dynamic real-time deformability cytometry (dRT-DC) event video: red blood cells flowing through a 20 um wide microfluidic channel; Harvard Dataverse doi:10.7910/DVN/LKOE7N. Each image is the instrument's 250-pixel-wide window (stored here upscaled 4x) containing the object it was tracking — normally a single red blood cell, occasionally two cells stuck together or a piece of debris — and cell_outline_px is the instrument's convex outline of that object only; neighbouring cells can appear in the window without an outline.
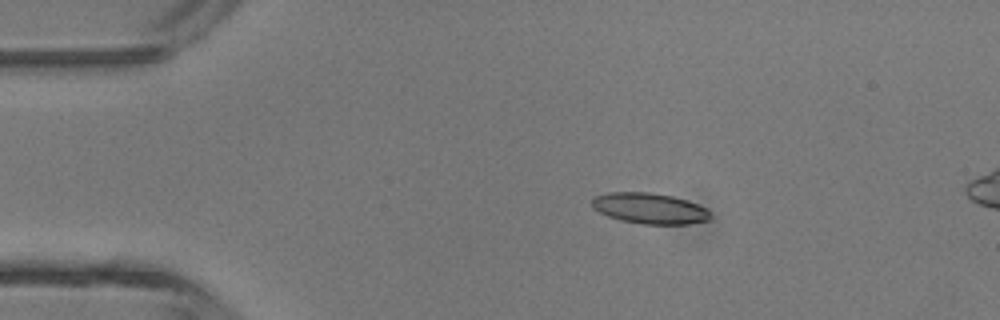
{"species": "common noctule bat (a hibernating species)", "species_latin": "Nyctalus noctula", "temperature_condition": "room temperature", "stored_images_in_passage": 3, "camera_frame_rate_fps": 3000, "um_per_image_px": 0.085, "animal": {"sex": "male", "body_mass_g": 13.3}, "frame": {"image": 1, "passage_image": 1, "time_ms": 0.0, "image_size_px": [1000, 320], "cell_outline_px": [[712, 220], [688, 224], [644, 224], [620, 220], [608, 216], [592, 208], [592, 196], [608, 192], [648, 192], [672, 196], [688, 200], [708, 208], [712, 212]], "centroid_in_image_um": [55.26, 17.71], "position_along_channel_um": 29.7, "area_um2": 21.62}}